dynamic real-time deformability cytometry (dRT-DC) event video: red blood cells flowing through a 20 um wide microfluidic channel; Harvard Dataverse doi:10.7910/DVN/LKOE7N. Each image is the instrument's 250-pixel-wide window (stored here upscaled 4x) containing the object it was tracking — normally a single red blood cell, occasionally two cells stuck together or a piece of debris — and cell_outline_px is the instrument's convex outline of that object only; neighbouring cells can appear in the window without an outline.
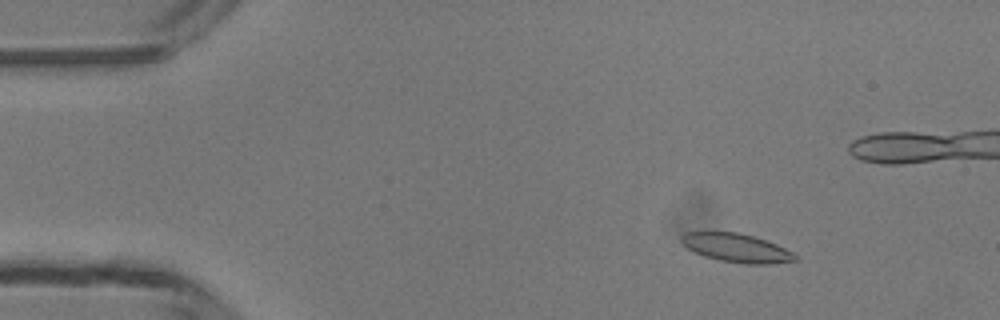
{"species": "common noctule bat (a hibernating species)", "species_latin": "Nyctalus noctula", "temperature_condition": "room temperature", "stored_images_in_passage": 50, "camera_frame_rate_fps": 3000, "um_per_image_px": 0.085, "animal": {"sex": "male", "body_mass_g": 13.3}, "frame": {"image": 1, "passage_image": 7, "time_ms": 2.0, "image_size_px": [1000, 320], "cell_outline_px": [[796, 260], [772, 264], [744, 264], [720, 260], [704, 256], [688, 248], [680, 240], [680, 236], [684, 232], [736, 232], [752, 236], [776, 244], [792, 252], [796, 256]], "centroid_in_image_um": [62.58, 21.07], "position_along_channel_um": 22.4, "area_um2": 18.73}}
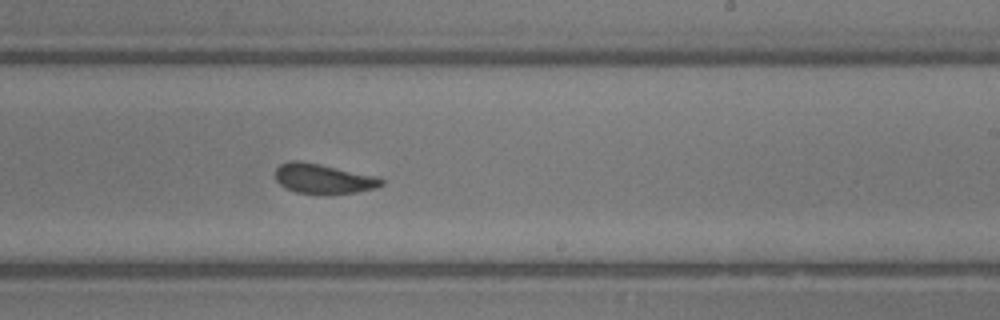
{"frame": {"image": 2, "passage_image": 30, "time_ms": 9.667, "image_size_px": [1000, 320], "cell_outline_px": [[384, 184], [376, 188], [356, 192], [296, 192], [284, 188], [276, 180], [276, 168], [280, 164], [292, 160], [300, 160], [380, 176], [384, 180]], "centroid_in_image_um": [27.51, 15.15], "position_along_channel_um": 261.5, "area_um2": 18.21}}
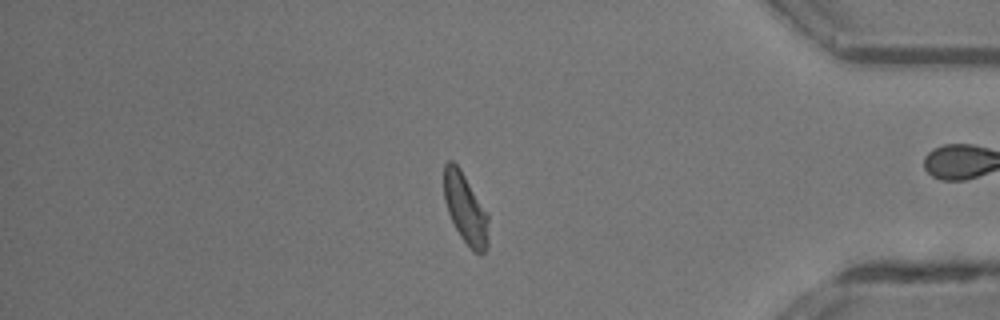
{"frame": {"image": 3, "passage_image": 42, "time_ms": 13.667, "image_size_px": [1000, 320], "cell_outline_px": [[488, 248], [480, 256], [460, 236], [448, 212], [444, 200], [444, 164], [448, 160], [452, 160], [460, 168], [488, 212]], "centroid_in_image_um": [39.58, 17.71], "position_along_channel_um": 395.6, "area_um2": 18.26}, "authors_computed_cell_mechanics": {"area_um2": 18.7272, "velocity_mm_per_s": 4.1658, "shape_relaxation_time_tau1_ms": 7.7154, "shape_relaxation_time_tau2_ms": 0.2892, "deformation_change_tau1": 0.1871, "deformation_change_tau2": 0.0578}}